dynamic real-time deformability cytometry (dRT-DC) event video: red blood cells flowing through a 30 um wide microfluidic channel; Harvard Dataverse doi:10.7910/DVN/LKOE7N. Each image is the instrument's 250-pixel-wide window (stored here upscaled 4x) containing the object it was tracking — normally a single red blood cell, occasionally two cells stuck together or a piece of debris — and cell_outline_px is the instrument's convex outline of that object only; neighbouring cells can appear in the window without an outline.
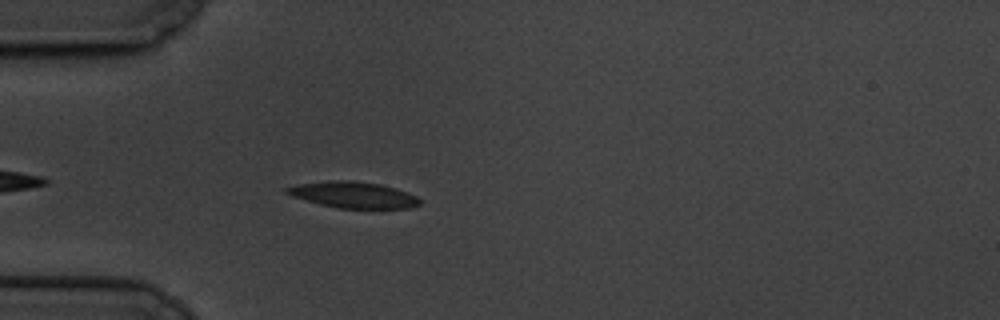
{"species": "common noctule bat (a hibernating species)", "species_latin": "Nyctalus noctula", "temperature_condition": "cold", "stored_images_in_passage": 36, "camera_frame_rate_fps": 3000, "um_per_image_px": 0.085, "animal": {"sex": "male", "body_mass_g": 19.5, "forearm_length_mm": 54.6}, "frame": {"image": 1, "passage_image": 2, "time_ms": 0.333, "image_size_px": [1000, 320], "cell_outline_px": [[420, 204], [412, 208], [336, 208], [320, 204], [292, 196], [284, 192], [284, 188], [300, 184], [328, 180], [348, 180], [380, 184], [396, 188], [408, 192], [416, 196], [420, 200]], "centroid_in_image_um": [30.04, 16.56], "position_along_channel_um": 55.0, "area_um2": 20.29}}
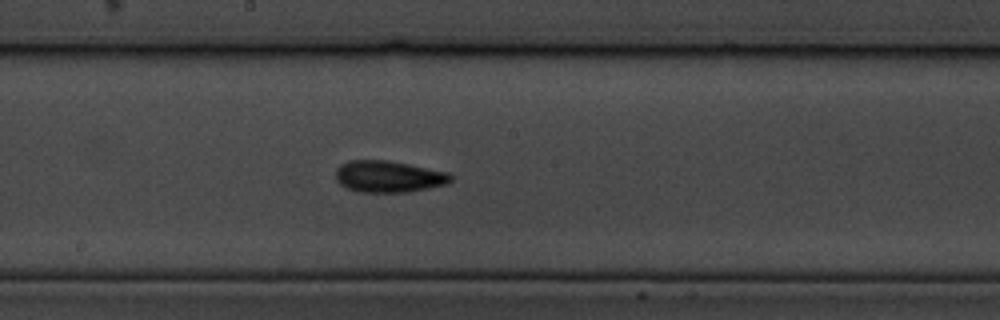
{"frame": {"image": 2, "passage_image": 17, "time_ms": 5.333, "image_size_px": [1000, 320], "cell_outline_px": [[452, 180], [448, 184], [408, 192], [360, 192], [348, 188], [340, 184], [336, 180], [336, 168], [340, 164], [348, 160], [388, 160], [448, 172], [452, 176]], "centroid_in_image_um": [33.02, 15.0], "position_along_channel_um": 215.2, "area_um2": 21.27}}
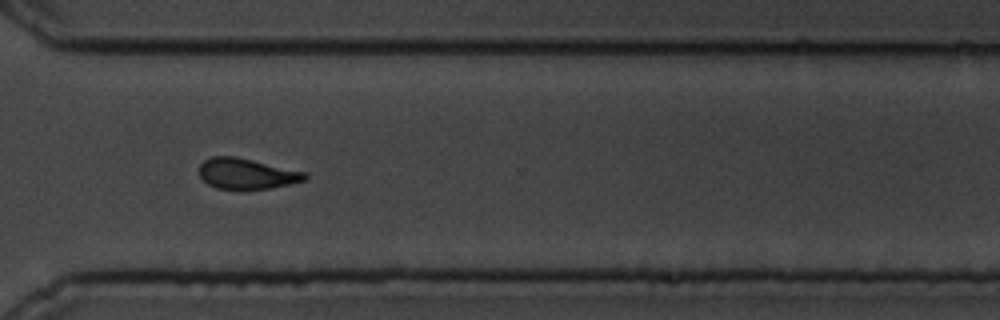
{"frame": {"image": 3, "passage_image": 29, "time_ms": 9.333, "image_size_px": [1000, 320], "cell_outline_px": [[308, 176], [304, 180], [292, 184], [268, 188], [216, 188], [208, 184], [200, 176], [200, 164], [204, 160], [212, 156], [236, 156], [308, 172]], "centroid_in_image_um": [21.0, 14.74], "position_along_channel_um": 349.6, "area_um2": 18.79}, "authors_computed_cell_mechanics": {"area_um2": 19.8832, "velocity_mm_per_s": 3.3631, "shape_relaxation_time_tau1_ms": 3.1063, "shape_relaxation_time_tau2_ms": 3.5084, "deformation_change_tau1": 0.1188, "deformation_change_tau2": 0.1044}}